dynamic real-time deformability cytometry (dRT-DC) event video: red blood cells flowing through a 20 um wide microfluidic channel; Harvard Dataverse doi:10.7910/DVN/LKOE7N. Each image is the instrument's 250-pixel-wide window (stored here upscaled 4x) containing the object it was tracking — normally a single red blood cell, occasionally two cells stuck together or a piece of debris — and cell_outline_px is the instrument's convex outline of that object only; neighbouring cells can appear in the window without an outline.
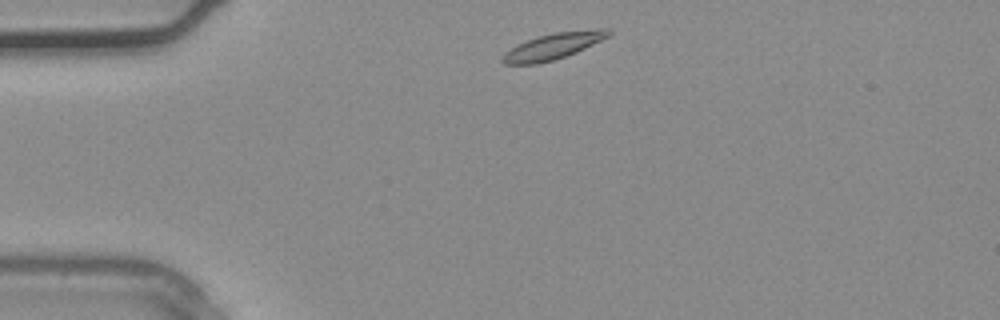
{"species": "common noctule bat (a hibernating species)", "species_latin": "Nyctalus noctula", "temperature_condition": "warm", "stored_images_in_passage": 2, "camera_frame_rate_fps": 3000, "um_per_image_px": 0.085, "animal": {"sex": "male", "body_mass_g": 20.4}, "frame": {"image": 1, "passage_image": 1, "time_ms": 0.0, "image_size_px": [1000, 320], "cell_outline_px": [[612, 32], [608, 36], [576, 52], [552, 60], [536, 64], [504, 64], [500, 60], [504, 52], [516, 44], [540, 36], [556, 32], [596, 28], [608, 28]], "centroid_in_image_um": [46.99, 3.92], "position_along_channel_um": 38.0, "area_um2": 16.01}}